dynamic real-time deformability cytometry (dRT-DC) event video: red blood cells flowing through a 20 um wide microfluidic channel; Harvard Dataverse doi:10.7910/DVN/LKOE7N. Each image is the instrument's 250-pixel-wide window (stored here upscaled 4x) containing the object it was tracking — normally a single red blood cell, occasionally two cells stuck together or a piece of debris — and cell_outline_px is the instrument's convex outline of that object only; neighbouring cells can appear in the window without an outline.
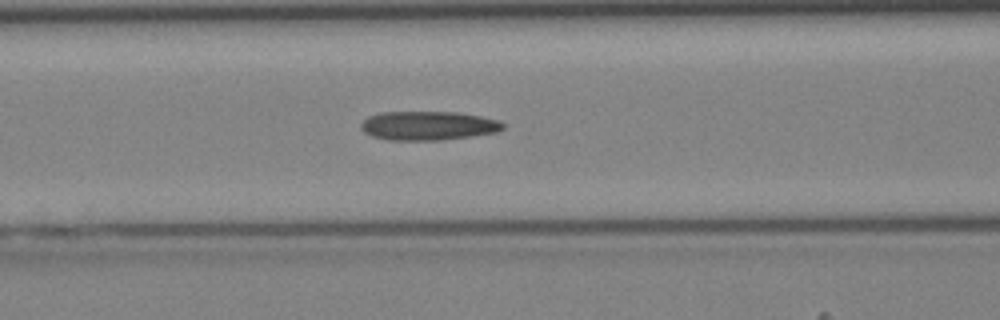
{"species": "Egyptian fruit bat (a non-hibernating species)", "species_latin": "Rousettus aegyptiacus", "temperature_condition": "cold", "stored_images_in_passage": 44, "segment_of_instrument_passage": [1, 2], "camera_frame_rate_fps": 3000, "um_per_image_px": 0.085, "animal": {"sex": "female"}, "frame": {"image": 1, "passage_image": 18, "time_ms": 5.667, "image_size_px": [1000, 320], "cell_outline_px": [[504, 128], [496, 132], [472, 136], [440, 140], [388, 140], [372, 136], [364, 132], [360, 128], [360, 124], [368, 116], [380, 112], [456, 112], [480, 116], [500, 120], [504, 124]], "centroid_in_image_um": [36.38, 10.68], "position_along_channel_um": 130.2, "area_um2": 24.04}}
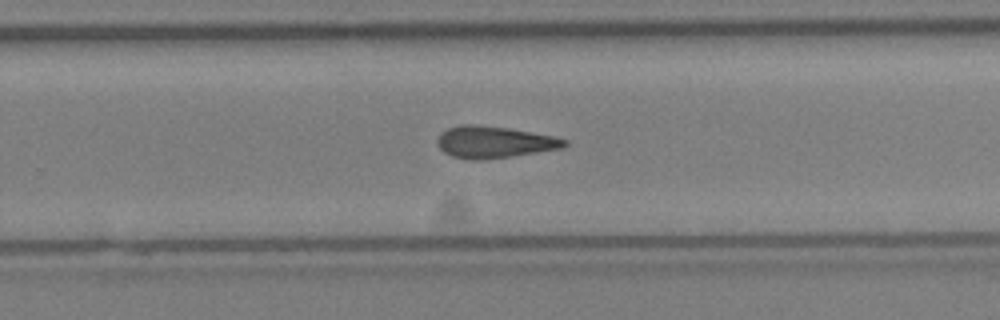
{"frame": {"image": 2, "passage_image": 28, "time_ms": 9.0, "image_size_px": [1000, 320], "cell_outline_px": [[568, 144], [564, 148], [512, 156], [480, 160], [472, 160], [452, 156], [444, 152], [436, 144], [436, 140], [440, 132], [448, 128], [460, 124], [476, 124], [508, 128], [556, 136], [568, 140]], "centroid_in_image_um": [42.01, 12.07], "position_along_channel_um": 287.8, "area_um2": 23.81}}
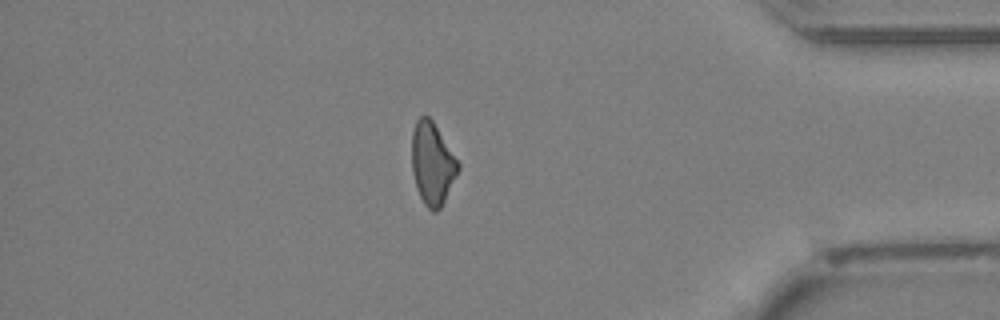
{"frame": {"image": 3, "passage_image": 37, "time_ms": 12.0, "image_size_px": [1000, 320], "cell_outline_px": [[460, 168], [440, 208], [436, 212], [432, 212], [424, 204], [416, 188], [412, 172], [412, 132], [416, 120], [420, 116], [428, 116], [432, 120], [460, 164]], "centroid_in_image_um": [36.73, 13.91], "position_along_channel_um": 398.5, "area_um2": 22.02}}